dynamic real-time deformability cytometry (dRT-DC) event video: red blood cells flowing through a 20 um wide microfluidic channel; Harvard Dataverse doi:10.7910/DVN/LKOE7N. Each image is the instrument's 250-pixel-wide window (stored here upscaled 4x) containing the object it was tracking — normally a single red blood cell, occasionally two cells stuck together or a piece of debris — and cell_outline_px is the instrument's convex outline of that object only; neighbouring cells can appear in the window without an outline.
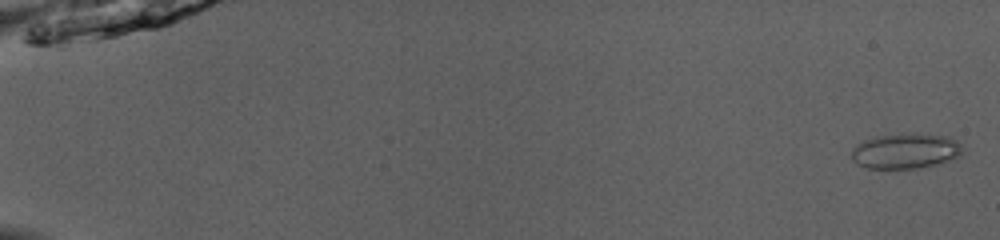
{"species": "common noctule bat (a hibernating species)", "species_latin": "Nyctalus noctula", "temperature_condition": "room temperature", "stored_images_in_passage": 49, "camera_frame_rate_fps": 3000, "um_per_image_px": 0.085, "animal": {"sex": "male", "body_mass_g": 13.0, "forearm_length_mm": 53.1}, "frame": {"image": 1, "passage_image": 2, "time_ms": 0.333, "image_size_px": [1000, 240], "cell_outline_px": [[964, 156], [936, 164], [920, 168], [896, 172], [864, 168], [856, 164], [852, 160], [852, 148], [856, 144], [872, 136], [904, 132], [912, 132], [948, 136], [956, 140], [960, 144]], "centroid_in_image_um": [76.93, 12.86], "position_along_channel_um": 8.1, "area_um2": 24.33}}
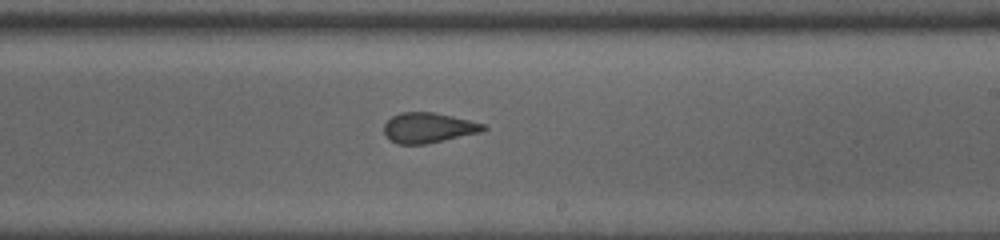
{"frame": {"image": 2, "passage_image": 33, "time_ms": 10.667, "image_size_px": [1000, 240], "cell_outline_px": [[488, 128], [484, 132], [424, 144], [400, 144], [392, 140], [384, 132], [384, 124], [392, 116], [400, 112], [432, 112], [452, 116], [484, 124]], "centroid_in_image_um": [36.44, 10.85], "position_along_channel_um": 252.6, "area_um2": 17.34}}
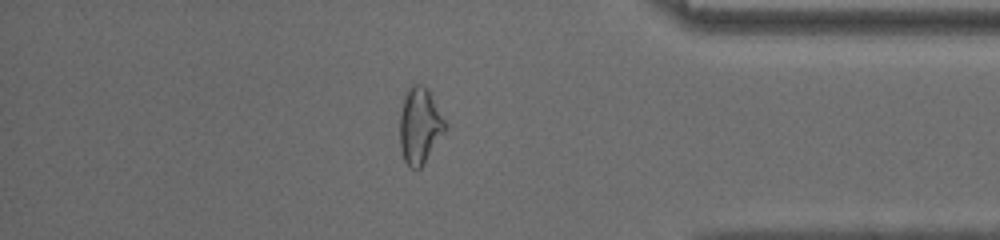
{"frame": {"image": 3, "passage_image": 45, "time_ms": 14.667, "image_size_px": [1000, 240], "cell_outline_px": [[448, 128], [420, 168], [412, 168], [404, 160], [400, 148], [400, 112], [404, 96], [408, 88], [412, 84], [420, 84], [428, 88], [448, 124]], "centroid_in_image_um": [35.7, 10.65], "position_along_channel_um": 399.5, "area_um2": 20.29}}